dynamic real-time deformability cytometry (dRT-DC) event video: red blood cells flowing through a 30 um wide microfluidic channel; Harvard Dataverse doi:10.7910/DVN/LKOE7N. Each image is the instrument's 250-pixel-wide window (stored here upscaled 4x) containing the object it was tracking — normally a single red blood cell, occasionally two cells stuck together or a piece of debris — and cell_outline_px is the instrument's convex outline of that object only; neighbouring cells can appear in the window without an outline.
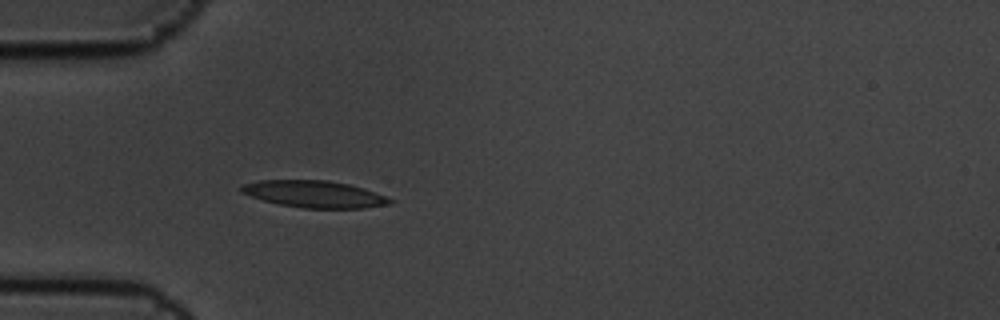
{"species": "common noctule bat (a hibernating species)", "species_latin": "Nyctalus noctula", "temperature_condition": "cold", "stored_images_in_passage": 1, "camera_frame_rate_fps": 3000, "um_per_image_px": 0.085, "animal": {"sex": "male", "body_mass_g": 19.5, "forearm_length_mm": 54.6}, "frame": {"image": 1, "passage_image": 1, "time_ms": 0.0, "image_size_px": [1000, 320], "cell_outline_px": [[396, 200], [392, 204], [364, 208], [304, 208], [280, 204], [264, 200], [240, 192], [240, 188], [244, 184], [260, 180], [328, 180], [348, 184], [364, 188]], "centroid_in_image_um": [26.78, 16.5], "position_along_channel_um": 58.2, "area_um2": 23.24}}